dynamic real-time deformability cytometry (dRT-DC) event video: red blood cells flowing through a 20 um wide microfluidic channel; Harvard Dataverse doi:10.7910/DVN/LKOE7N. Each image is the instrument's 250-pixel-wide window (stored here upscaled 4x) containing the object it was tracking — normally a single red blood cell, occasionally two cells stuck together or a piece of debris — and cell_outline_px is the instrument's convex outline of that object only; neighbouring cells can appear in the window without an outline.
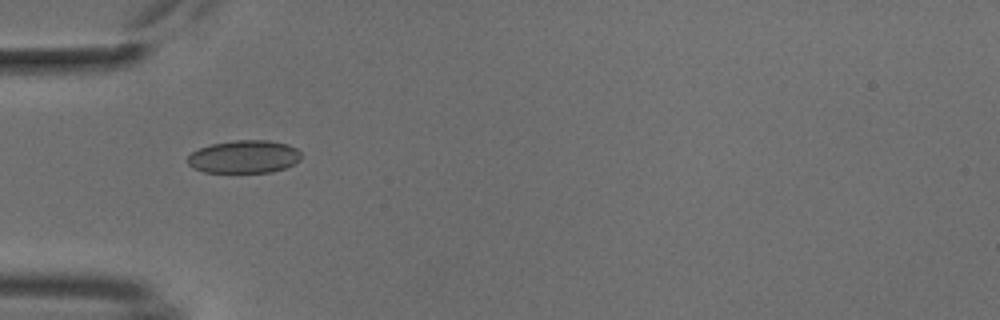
{"species": "common noctule bat (a hibernating species)", "species_latin": "Nyctalus noctula", "temperature_condition": "cold", "stored_images_in_passage": 20, "camera_frame_rate_fps": 3000, "um_per_image_px": 0.085, "animal": {"sex": "male", "body_mass_g": 18.8}, "frame": {"image": 1, "passage_image": 1, "time_ms": 0.0, "image_size_px": [1000, 320], "cell_outline_px": [[300, 160], [284, 168], [272, 172], [204, 172], [192, 168], [188, 164], [188, 156], [192, 152], [200, 148], [212, 144], [236, 140], [268, 140], [288, 144], [296, 148], [300, 152]], "centroid_in_image_um": [20.74, 13.32], "position_along_channel_um": 64.3, "area_um2": 21.68}}
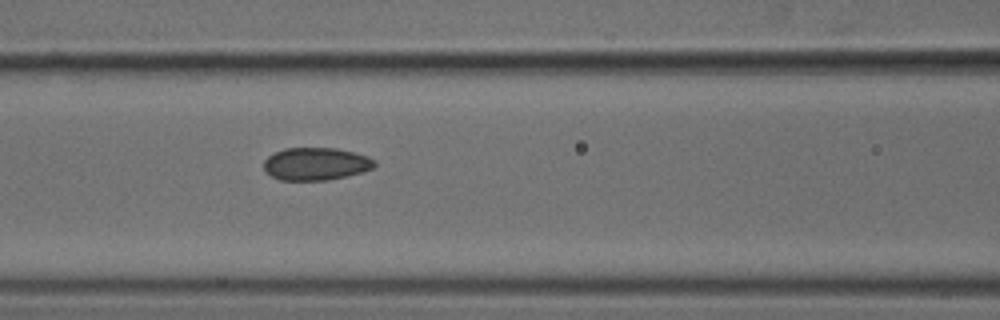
{"frame": {"image": 2, "passage_image": 7, "time_ms": 2.0, "image_size_px": [1000, 320], "cell_outline_px": [[376, 164], [372, 168], [360, 172], [328, 180], [280, 180], [272, 176], [264, 168], [264, 160], [268, 156], [284, 148], [336, 148], [368, 156], [376, 160]], "centroid_in_image_um": [26.84, 13.92], "position_along_channel_um": 139.8, "area_um2": 20.87}}
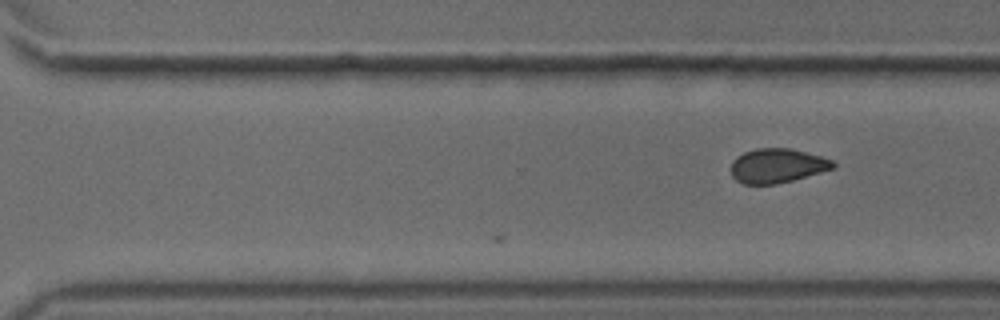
{"frame": {"image": 3, "passage_image": 20, "time_ms": 6.333, "image_size_px": [1000, 320], "cell_outline_px": [[836, 168], [792, 180], [776, 184], [744, 184], [736, 180], [732, 176], [732, 160], [736, 156], [744, 152], [756, 148], [788, 148], [820, 156], [832, 160], [836, 164]], "centroid_in_image_um": [66.05, 14.08], "position_along_channel_um": 304.5, "area_um2": 20.35}}